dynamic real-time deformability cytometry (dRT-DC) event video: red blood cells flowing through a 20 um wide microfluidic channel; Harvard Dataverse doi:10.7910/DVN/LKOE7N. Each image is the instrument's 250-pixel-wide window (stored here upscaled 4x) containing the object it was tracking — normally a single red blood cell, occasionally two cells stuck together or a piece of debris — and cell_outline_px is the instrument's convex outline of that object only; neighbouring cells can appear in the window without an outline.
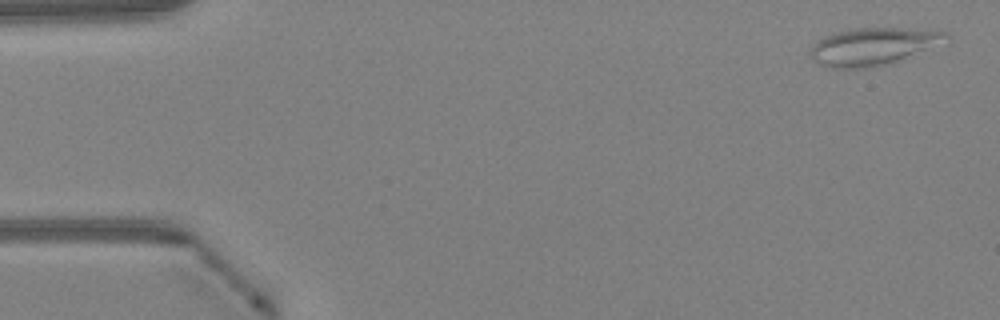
{"species": "Egyptian fruit bat (a non-hibernating species)", "species_latin": "Rousettus aegyptiacus", "temperature_condition": "warm", "stored_images_in_passage": 38, "camera_frame_rate_fps": 3000, "um_per_image_px": 0.085, "animal": {"sex": "female"}, "frame": {"image": 1, "passage_image": 1, "time_ms": 0.0, "image_size_px": [1000, 320], "cell_outline_px": [[948, 36], [924, 48], [896, 60], [864, 68], [832, 68], [820, 64], [812, 56], [812, 44], [816, 40], [824, 36], [836, 32], [856, 28], [900, 28], [944, 32]], "centroid_in_image_um": [74.02, 3.93], "position_along_channel_um": 11.0, "area_um2": 27.8}}
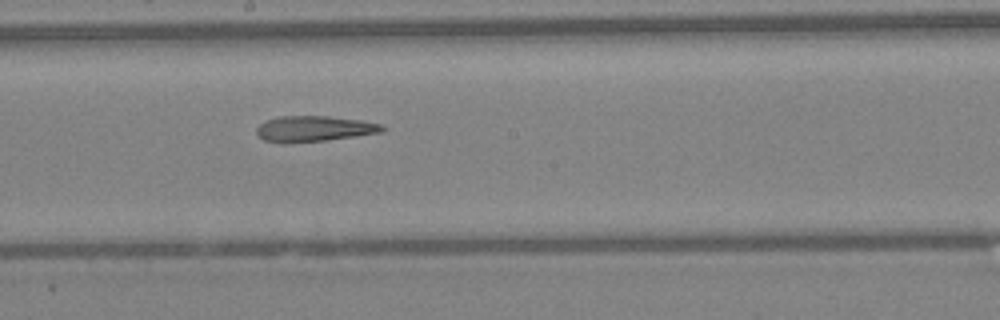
{"frame": {"image": 2, "passage_image": 25, "time_ms": 8.0, "image_size_px": [1000, 320], "cell_outline_px": [[384, 132], [356, 136], [324, 140], [284, 144], [264, 140], [256, 132], [256, 128], [260, 124], [268, 120], [280, 116], [328, 116], [360, 120], [380, 124], [384, 128]], "centroid_in_image_um": [26.68, 10.95], "position_along_channel_um": 221.5, "area_um2": 18.73}}
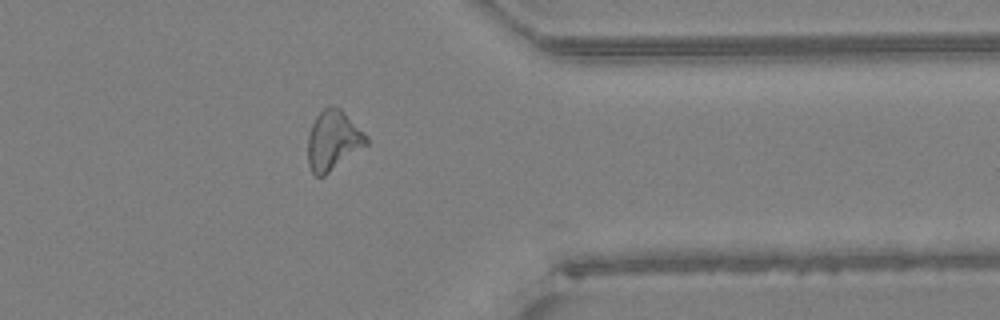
{"frame": {"image": 3, "passage_image": 37, "time_ms": 12.0, "image_size_px": [1000, 320], "cell_outline_px": [[368, 144], [324, 176], [316, 176], [312, 172], [308, 164], [308, 136], [312, 124], [316, 116], [328, 104], [332, 104], [340, 108], [368, 136]], "centroid_in_image_um": [28.31, 11.92], "position_along_channel_um": 383.1, "area_um2": 20.35}, "authors_computed_cell_mechanics": {"area_um2": 20.3167, "velocity_mm_per_s": 4.2962, "shape_relaxation_time_tau1_ms": null, "shape_relaxation_time_tau2_ms": 9.2425, "deformation_change_tau1": null, "deformation_change_tau2": 0.2879}}